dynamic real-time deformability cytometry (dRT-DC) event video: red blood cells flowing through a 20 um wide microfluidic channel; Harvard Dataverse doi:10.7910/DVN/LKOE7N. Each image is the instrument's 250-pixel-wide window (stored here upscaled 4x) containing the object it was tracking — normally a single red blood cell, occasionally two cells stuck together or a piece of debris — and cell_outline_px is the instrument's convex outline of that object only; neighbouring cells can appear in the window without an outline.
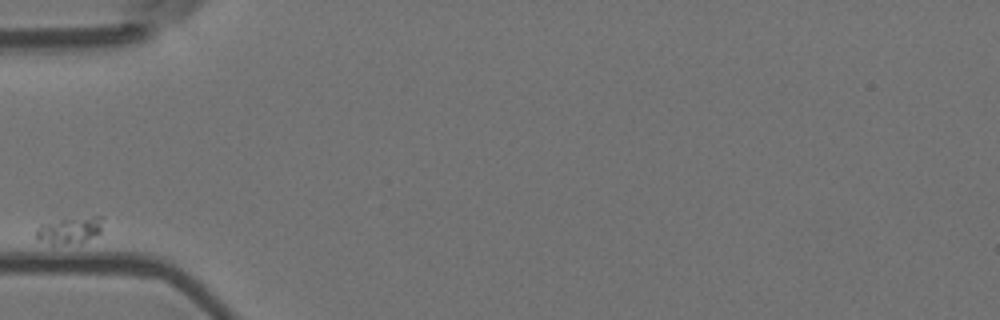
{"species": "Egyptian fruit bat (a non-hibernating species)", "species_latin": "Rousettus aegyptiacus", "temperature_condition": "room temperature", "stored_images_in_passage": 3, "camera_frame_rate_fps": 3000, "um_per_image_px": 0.085, "animal": {"sex": "female"}, "frame": {"image": 1, "passage_image": 1, "time_ms": 0.0, "image_size_px": [1000, 320], "cell_outline_px": [[104, 216], [100, 232], [80, 244], [52, 244], [40, 240], [36, 236], [36, 228], [40, 224], [60, 220], [92, 216]], "centroid_in_image_um": [5.94, 19.58], "position_along_channel_um": 79.1, "area_um2": 10.35}}
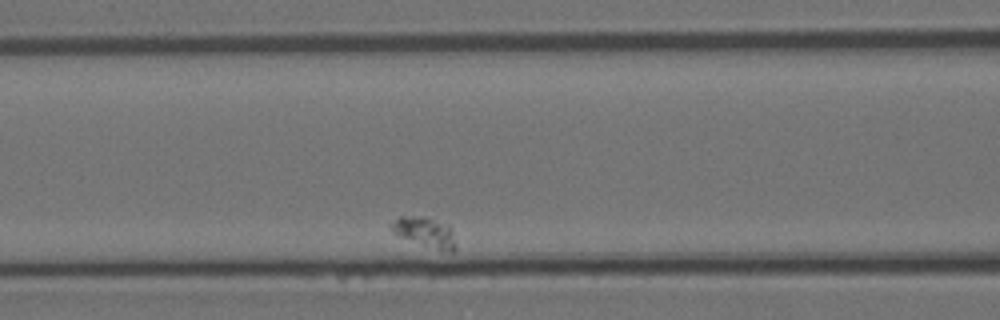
{"frame": {"image": 2, "passage_image": 3, "time_ms": 0.667, "image_size_px": [1000, 320], "cell_outline_px": [[456, 248], [452, 252], [440, 252], [400, 236], [392, 232], [388, 224], [400, 216], [424, 216], [448, 224], [452, 228]], "centroid_in_image_um": [36.14, 19.74], "position_along_channel_um": 130.5, "area_um2": 11.62}}